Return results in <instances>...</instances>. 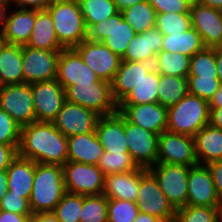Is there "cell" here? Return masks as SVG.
<instances>
[{"mask_svg": "<svg viewBox=\"0 0 222 222\" xmlns=\"http://www.w3.org/2000/svg\"><path fill=\"white\" fill-rule=\"evenodd\" d=\"M219 222H222V204L219 206Z\"/></svg>", "mask_w": 222, "mask_h": 222, "instance_id": "cell-61", "label": "cell"}, {"mask_svg": "<svg viewBox=\"0 0 222 222\" xmlns=\"http://www.w3.org/2000/svg\"><path fill=\"white\" fill-rule=\"evenodd\" d=\"M173 219H161L153 215L139 212L134 222H172Z\"/></svg>", "mask_w": 222, "mask_h": 222, "instance_id": "cell-54", "label": "cell"}, {"mask_svg": "<svg viewBox=\"0 0 222 222\" xmlns=\"http://www.w3.org/2000/svg\"><path fill=\"white\" fill-rule=\"evenodd\" d=\"M155 27L163 35L185 32L192 28L190 13H157Z\"/></svg>", "mask_w": 222, "mask_h": 222, "instance_id": "cell-38", "label": "cell"}, {"mask_svg": "<svg viewBox=\"0 0 222 222\" xmlns=\"http://www.w3.org/2000/svg\"><path fill=\"white\" fill-rule=\"evenodd\" d=\"M83 195L66 192L52 211L59 222H80Z\"/></svg>", "mask_w": 222, "mask_h": 222, "instance_id": "cell-40", "label": "cell"}, {"mask_svg": "<svg viewBox=\"0 0 222 222\" xmlns=\"http://www.w3.org/2000/svg\"><path fill=\"white\" fill-rule=\"evenodd\" d=\"M97 166L105 176L115 173H126L138 168L129 152L112 153L104 151Z\"/></svg>", "mask_w": 222, "mask_h": 222, "instance_id": "cell-37", "label": "cell"}, {"mask_svg": "<svg viewBox=\"0 0 222 222\" xmlns=\"http://www.w3.org/2000/svg\"><path fill=\"white\" fill-rule=\"evenodd\" d=\"M139 190V167L126 173L105 176L103 194L107 199L136 202Z\"/></svg>", "mask_w": 222, "mask_h": 222, "instance_id": "cell-28", "label": "cell"}, {"mask_svg": "<svg viewBox=\"0 0 222 222\" xmlns=\"http://www.w3.org/2000/svg\"><path fill=\"white\" fill-rule=\"evenodd\" d=\"M0 108L21 127L36 121L31 84L0 86Z\"/></svg>", "mask_w": 222, "mask_h": 222, "instance_id": "cell-10", "label": "cell"}, {"mask_svg": "<svg viewBox=\"0 0 222 222\" xmlns=\"http://www.w3.org/2000/svg\"><path fill=\"white\" fill-rule=\"evenodd\" d=\"M62 169L66 192L84 196L103 194L105 174L97 165L67 161Z\"/></svg>", "mask_w": 222, "mask_h": 222, "instance_id": "cell-7", "label": "cell"}, {"mask_svg": "<svg viewBox=\"0 0 222 222\" xmlns=\"http://www.w3.org/2000/svg\"><path fill=\"white\" fill-rule=\"evenodd\" d=\"M65 97L66 101L92 110L100 116L118 111V104L112 97L111 83L102 79L90 85L69 86L65 89Z\"/></svg>", "mask_w": 222, "mask_h": 222, "instance_id": "cell-5", "label": "cell"}, {"mask_svg": "<svg viewBox=\"0 0 222 222\" xmlns=\"http://www.w3.org/2000/svg\"><path fill=\"white\" fill-rule=\"evenodd\" d=\"M209 114L208 101L188 93L167 108V131L194 137L209 124Z\"/></svg>", "mask_w": 222, "mask_h": 222, "instance_id": "cell-4", "label": "cell"}, {"mask_svg": "<svg viewBox=\"0 0 222 222\" xmlns=\"http://www.w3.org/2000/svg\"><path fill=\"white\" fill-rule=\"evenodd\" d=\"M23 83L22 46L5 43L0 51V86Z\"/></svg>", "mask_w": 222, "mask_h": 222, "instance_id": "cell-30", "label": "cell"}, {"mask_svg": "<svg viewBox=\"0 0 222 222\" xmlns=\"http://www.w3.org/2000/svg\"><path fill=\"white\" fill-rule=\"evenodd\" d=\"M26 46L49 51L64 49L58 41L52 17L47 10H35V24Z\"/></svg>", "mask_w": 222, "mask_h": 222, "instance_id": "cell-29", "label": "cell"}, {"mask_svg": "<svg viewBox=\"0 0 222 222\" xmlns=\"http://www.w3.org/2000/svg\"><path fill=\"white\" fill-rule=\"evenodd\" d=\"M139 212L161 219H173L176 209L159 188L155 176L145 168L139 167V190L136 198Z\"/></svg>", "mask_w": 222, "mask_h": 222, "instance_id": "cell-9", "label": "cell"}, {"mask_svg": "<svg viewBox=\"0 0 222 222\" xmlns=\"http://www.w3.org/2000/svg\"><path fill=\"white\" fill-rule=\"evenodd\" d=\"M215 60H216L218 79L222 83V51L219 50L218 48H215Z\"/></svg>", "mask_w": 222, "mask_h": 222, "instance_id": "cell-60", "label": "cell"}, {"mask_svg": "<svg viewBox=\"0 0 222 222\" xmlns=\"http://www.w3.org/2000/svg\"><path fill=\"white\" fill-rule=\"evenodd\" d=\"M188 93L196 95L208 102L221 85L218 77L187 76Z\"/></svg>", "mask_w": 222, "mask_h": 222, "instance_id": "cell-44", "label": "cell"}, {"mask_svg": "<svg viewBox=\"0 0 222 222\" xmlns=\"http://www.w3.org/2000/svg\"><path fill=\"white\" fill-rule=\"evenodd\" d=\"M209 169L214 187L219 199V205L222 204V160L214 161L206 165Z\"/></svg>", "mask_w": 222, "mask_h": 222, "instance_id": "cell-48", "label": "cell"}, {"mask_svg": "<svg viewBox=\"0 0 222 222\" xmlns=\"http://www.w3.org/2000/svg\"><path fill=\"white\" fill-rule=\"evenodd\" d=\"M95 133L103 151L112 153L128 152V144L125 138V118L119 111L100 116Z\"/></svg>", "mask_w": 222, "mask_h": 222, "instance_id": "cell-22", "label": "cell"}, {"mask_svg": "<svg viewBox=\"0 0 222 222\" xmlns=\"http://www.w3.org/2000/svg\"><path fill=\"white\" fill-rule=\"evenodd\" d=\"M67 141V161H74L92 165L98 164L99 159L104 151L95 132L67 137Z\"/></svg>", "mask_w": 222, "mask_h": 222, "instance_id": "cell-26", "label": "cell"}, {"mask_svg": "<svg viewBox=\"0 0 222 222\" xmlns=\"http://www.w3.org/2000/svg\"><path fill=\"white\" fill-rule=\"evenodd\" d=\"M11 1L9 0H0V30L4 27L5 21L7 19L8 7H10Z\"/></svg>", "mask_w": 222, "mask_h": 222, "instance_id": "cell-55", "label": "cell"}, {"mask_svg": "<svg viewBox=\"0 0 222 222\" xmlns=\"http://www.w3.org/2000/svg\"><path fill=\"white\" fill-rule=\"evenodd\" d=\"M190 56L161 50L155 58L154 69L162 75L187 78L190 71Z\"/></svg>", "mask_w": 222, "mask_h": 222, "instance_id": "cell-33", "label": "cell"}, {"mask_svg": "<svg viewBox=\"0 0 222 222\" xmlns=\"http://www.w3.org/2000/svg\"><path fill=\"white\" fill-rule=\"evenodd\" d=\"M193 2L222 11V0H193Z\"/></svg>", "mask_w": 222, "mask_h": 222, "instance_id": "cell-59", "label": "cell"}, {"mask_svg": "<svg viewBox=\"0 0 222 222\" xmlns=\"http://www.w3.org/2000/svg\"><path fill=\"white\" fill-rule=\"evenodd\" d=\"M119 12L145 0H113Z\"/></svg>", "mask_w": 222, "mask_h": 222, "instance_id": "cell-57", "label": "cell"}, {"mask_svg": "<svg viewBox=\"0 0 222 222\" xmlns=\"http://www.w3.org/2000/svg\"><path fill=\"white\" fill-rule=\"evenodd\" d=\"M189 75L218 77L215 60V48H205L190 58Z\"/></svg>", "mask_w": 222, "mask_h": 222, "instance_id": "cell-42", "label": "cell"}, {"mask_svg": "<svg viewBox=\"0 0 222 222\" xmlns=\"http://www.w3.org/2000/svg\"><path fill=\"white\" fill-rule=\"evenodd\" d=\"M121 14L136 33L155 28L157 13L147 0L123 10Z\"/></svg>", "mask_w": 222, "mask_h": 222, "instance_id": "cell-34", "label": "cell"}, {"mask_svg": "<svg viewBox=\"0 0 222 222\" xmlns=\"http://www.w3.org/2000/svg\"><path fill=\"white\" fill-rule=\"evenodd\" d=\"M65 193L62 166L36 163L33 188L29 197L32 214L53 211Z\"/></svg>", "mask_w": 222, "mask_h": 222, "instance_id": "cell-2", "label": "cell"}, {"mask_svg": "<svg viewBox=\"0 0 222 222\" xmlns=\"http://www.w3.org/2000/svg\"><path fill=\"white\" fill-rule=\"evenodd\" d=\"M219 207L183 206L175 211L172 222H219Z\"/></svg>", "mask_w": 222, "mask_h": 222, "instance_id": "cell-41", "label": "cell"}, {"mask_svg": "<svg viewBox=\"0 0 222 222\" xmlns=\"http://www.w3.org/2000/svg\"><path fill=\"white\" fill-rule=\"evenodd\" d=\"M8 176L7 171L0 172V200L5 196L8 192Z\"/></svg>", "mask_w": 222, "mask_h": 222, "instance_id": "cell-58", "label": "cell"}, {"mask_svg": "<svg viewBox=\"0 0 222 222\" xmlns=\"http://www.w3.org/2000/svg\"><path fill=\"white\" fill-rule=\"evenodd\" d=\"M8 11L0 36L6 44L24 46L28 43L35 24V10L13 8Z\"/></svg>", "mask_w": 222, "mask_h": 222, "instance_id": "cell-23", "label": "cell"}, {"mask_svg": "<svg viewBox=\"0 0 222 222\" xmlns=\"http://www.w3.org/2000/svg\"><path fill=\"white\" fill-rule=\"evenodd\" d=\"M157 163L188 167L198 165L194 138L189 135L163 131L158 138Z\"/></svg>", "mask_w": 222, "mask_h": 222, "instance_id": "cell-11", "label": "cell"}, {"mask_svg": "<svg viewBox=\"0 0 222 222\" xmlns=\"http://www.w3.org/2000/svg\"><path fill=\"white\" fill-rule=\"evenodd\" d=\"M29 222H59L57 217L52 211L49 212H39L33 213L30 218Z\"/></svg>", "mask_w": 222, "mask_h": 222, "instance_id": "cell-52", "label": "cell"}, {"mask_svg": "<svg viewBox=\"0 0 222 222\" xmlns=\"http://www.w3.org/2000/svg\"><path fill=\"white\" fill-rule=\"evenodd\" d=\"M208 103L209 108L222 107V83Z\"/></svg>", "mask_w": 222, "mask_h": 222, "instance_id": "cell-56", "label": "cell"}, {"mask_svg": "<svg viewBox=\"0 0 222 222\" xmlns=\"http://www.w3.org/2000/svg\"><path fill=\"white\" fill-rule=\"evenodd\" d=\"M156 13H190L193 0H147Z\"/></svg>", "mask_w": 222, "mask_h": 222, "instance_id": "cell-47", "label": "cell"}, {"mask_svg": "<svg viewBox=\"0 0 222 222\" xmlns=\"http://www.w3.org/2000/svg\"><path fill=\"white\" fill-rule=\"evenodd\" d=\"M153 68L152 63L122 60L111 82L114 101L119 105Z\"/></svg>", "mask_w": 222, "mask_h": 222, "instance_id": "cell-21", "label": "cell"}, {"mask_svg": "<svg viewBox=\"0 0 222 222\" xmlns=\"http://www.w3.org/2000/svg\"><path fill=\"white\" fill-rule=\"evenodd\" d=\"M35 165L31 159L17 155L7 168L8 191L11 194L20 195L29 201L33 180L35 175Z\"/></svg>", "mask_w": 222, "mask_h": 222, "instance_id": "cell-25", "label": "cell"}, {"mask_svg": "<svg viewBox=\"0 0 222 222\" xmlns=\"http://www.w3.org/2000/svg\"><path fill=\"white\" fill-rule=\"evenodd\" d=\"M148 170L155 176L159 188L175 209L187 206L190 167L156 163Z\"/></svg>", "mask_w": 222, "mask_h": 222, "instance_id": "cell-8", "label": "cell"}, {"mask_svg": "<svg viewBox=\"0 0 222 222\" xmlns=\"http://www.w3.org/2000/svg\"><path fill=\"white\" fill-rule=\"evenodd\" d=\"M128 152L138 167L148 169L157 163L159 134L134 125L125 119Z\"/></svg>", "mask_w": 222, "mask_h": 222, "instance_id": "cell-15", "label": "cell"}, {"mask_svg": "<svg viewBox=\"0 0 222 222\" xmlns=\"http://www.w3.org/2000/svg\"><path fill=\"white\" fill-rule=\"evenodd\" d=\"M190 16L205 47L217 48L222 42V11L192 2Z\"/></svg>", "mask_w": 222, "mask_h": 222, "instance_id": "cell-19", "label": "cell"}, {"mask_svg": "<svg viewBox=\"0 0 222 222\" xmlns=\"http://www.w3.org/2000/svg\"><path fill=\"white\" fill-rule=\"evenodd\" d=\"M99 118L96 112L65 101L52 123L65 137H71L95 132Z\"/></svg>", "mask_w": 222, "mask_h": 222, "instance_id": "cell-17", "label": "cell"}, {"mask_svg": "<svg viewBox=\"0 0 222 222\" xmlns=\"http://www.w3.org/2000/svg\"><path fill=\"white\" fill-rule=\"evenodd\" d=\"M79 3L87 30L118 12L113 0H81Z\"/></svg>", "mask_w": 222, "mask_h": 222, "instance_id": "cell-36", "label": "cell"}, {"mask_svg": "<svg viewBox=\"0 0 222 222\" xmlns=\"http://www.w3.org/2000/svg\"><path fill=\"white\" fill-rule=\"evenodd\" d=\"M35 119L40 122H53L66 101L65 90L56 80L31 84Z\"/></svg>", "mask_w": 222, "mask_h": 222, "instance_id": "cell-14", "label": "cell"}, {"mask_svg": "<svg viewBox=\"0 0 222 222\" xmlns=\"http://www.w3.org/2000/svg\"><path fill=\"white\" fill-rule=\"evenodd\" d=\"M80 222H108V199L104 194L83 195Z\"/></svg>", "mask_w": 222, "mask_h": 222, "instance_id": "cell-39", "label": "cell"}, {"mask_svg": "<svg viewBox=\"0 0 222 222\" xmlns=\"http://www.w3.org/2000/svg\"><path fill=\"white\" fill-rule=\"evenodd\" d=\"M56 80L65 90L75 84H93L98 82L100 78L83 62L74 48H64L60 51L58 58Z\"/></svg>", "mask_w": 222, "mask_h": 222, "instance_id": "cell-16", "label": "cell"}, {"mask_svg": "<svg viewBox=\"0 0 222 222\" xmlns=\"http://www.w3.org/2000/svg\"><path fill=\"white\" fill-rule=\"evenodd\" d=\"M0 210L22 215H32L29 201L26 198L20 197V195L11 194L10 191L0 200Z\"/></svg>", "mask_w": 222, "mask_h": 222, "instance_id": "cell-46", "label": "cell"}, {"mask_svg": "<svg viewBox=\"0 0 222 222\" xmlns=\"http://www.w3.org/2000/svg\"><path fill=\"white\" fill-rule=\"evenodd\" d=\"M195 155L199 165L222 160V130L211 126L203 127L194 137Z\"/></svg>", "mask_w": 222, "mask_h": 222, "instance_id": "cell-27", "label": "cell"}, {"mask_svg": "<svg viewBox=\"0 0 222 222\" xmlns=\"http://www.w3.org/2000/svg\"><path fill=\"white\" fill-rule=\"evenodd\" d=\"M162 42L163 34L156 27L136 33L129 42L122 60L154 64L156 55L162 49Z\"/></svg>", "mask_w": 222, "mask_h": 222, "instance_id": "cell-24", "label": "cell"}, {"mask_svg": "<svg viewBox=\"0 0 222 222\" xmlns=\"http://www.w3.org/2000/svg\"><path fill=\"white\" fill-rule=\"evenodd\" d=\"M119 113L130 123L161 134L167 130V108L155 103L119 104Z\"/></svg>", "mask_w": 222, "mask_h": 222, "instance_id": "cell-18", "label": "cell"}, {"mask_svg": "<svg viewBox=\"0 0 222 222\" xmlns=\"http://www.w3.org/2000/svg\"><path fill=\"white\" fill-rule=\"evenodd\" d=\"M60 51L34 49L22 46V68L24 83L50 81L56 79L57 62Z\"/></svg>", "mask_w": 222, "mask_h": 222, "instance_id": "cell-13", "label": "cell"}, {"mask_svg": "<svg viewBox=\"0 0 222 222\" xmlns=\"http://www.w3.org/2000/svg\"><path fill=\"white\" fill-rule=\"evenodd\" d=\"M138 214L136 202L108 199V222H134Z\"/></svg>", "mask_w": 222, "mask_h": 222, "instance_id": "cell-43", "label": "cell"}, {"mask_svg": "<svg viewBox=\"0 0 222 222\" xmlns=\"http://www.w3.org/2000/svg\"><path fill=\"white\" fill-rule=\"evenodd\" d=\"M187 205L200 207H219L212 176L206 165L190 167L188 175Z\"/></svg>", "mask_w": 222, "mask_h": 222, "instance_id": "cell-20", "label": "cell"}, {"mask_svg": "<svg viewBox=\"0 0 222 222\" xmlns=\"http://www.w3.org/2000/svg\"><path fill=\"white\" fill-rule=\"evenodd\" d=\"M30 216L0 210V222H29Z\"/></svg>", "mask_w": 222, "mask_h": 222, "instance_id": "cell-51", "label": "cell"}, {"mask_svg": "<svg viewBox=\"0 0 222 222\" xmlns=\"http://www.w3.org/2000/svg\"><path fill=\"white\" fill-rule=\"evenodd\" d=\"M53 0H12L15 3V8L46 10Z\"/></svg>", "mask_w": 222, "mask_h": 222, "instance_id": "cell-50", "label": "cell"}, {"mask_svg": "<svg viewBox=\"0 0 222 222\" xmlns=\"http://www.w3.org/2000/svg\"><path fill=\"white\" fill-rule=\"evenodd\" d=\"M209 109V124L215 128L222 130V107Z\"/></svg>", "mask_w": 222, "mask_h": 222, "instance_id": "cell-53", "label": "cell"}, {"mask_svg": "<svg viewBox=\"0 0 222 222\" xmlns=\"http://www.w3.org/2000/svg\"><path fill=\"white\" fill-rule=\"evenodd\" d=\"M18 146L0 144V172L7 170L9 164L18 155Z\"/></svg>", "mask_w": 222, "mask_h": 222, "instance_id": "cell-49", "label": "cell"}, {"mask_svg": "<svg viewBox=\"0 0 222 222\" xmlns=\"http://www.w3.org/2000/svg\"><path fill=\"white\" fill-rule=\"evenodd\" d=\"M5 44V42L2 40L1 36H0V51H1V47Z\"/></svg>", "mask_w": 222, "mask_h": 222, "instance_id": "cell-62", "label": "cell"}, {"mask_svg": "<svg viewBox=\"0 0 222 222\" xmlns=\"http://www.w3.org/2000/svg\"><path fill=\"white\" fill-rule=\"evenodd\" d=\"M46 10L52 17L58 41L64 48H74L87 39V28L79 2L53 0Z\"/></svg>", "mask_w": 222, "mask_h": 222, "instance_id": "cell-3", "label": "cell"}, {"mask_svg": "<svg viewBox=\"0 0 222 222\" xmlns=\"http://www.w3.org/2000/svg\"><path fill=\"white\" fill-rule=\"evenodd\" d=\"M135 35V30L123 19L119 11L108 19L93 24L87 30V39L102 42L121 58Z\"/></svg>", "mask_w": 222, "mask_h": 222, "instance_id": "cell-6", "label": "cell"}, {"mask_svg": "<svg viewBox=\"0 0 222 222\" xmlns=\"http://www.w3.org/2000/svg\"><path fill=\"white\" fill-rule=\"evenodd\" d=\"M74 49L79 53L83 62L90 67L96 75L109 83L118 71L122 58L113 53L102 42L89 39L82 41Z\"/></svg>", "mask_w": 222, "mask_h": 222, "instance_id": "cell-12", "label": "cell"}, {"mask_svg": "<svg viewBox=\"0 0 222 222\" xmlns=\"http://www.w3.org/2000/svg\"><path fill=\"white\" fill-rule=\"evenodd\" d=\"M159 73L153 68L120 104H145L157 102Z\"/></svg>", "mask_w": 222, "mask_h": 222, "instance_id": "cell-35", "label": "cell"}, {"mask_svg": "<svg viewBox=\"0 0 222 222\" xmlns=\"http://www.w3.org/2000/svg\"><path fill=\"white\" fill-rule=\"evenodd\" d=\"M205 48L202 37L192 27L182 33L163 35L161 50L171 53H182L192 57L195 53H198Z\"/></svg>", "mask_w": 222, "mask_h": 222, "instance_id": "cell-31", "label": "cell"}, {"mask_svg": "<svg viewBox=\"0 0 222 222\" xmlns=\"http://www.w3.org/2000/svg\"><path fill=\"white\" fill-rule=\"evenodd\" d=\"M217 48L222 51V42Z\"/></svg>", "mask_w": 222, "mask_h": 222, "instance_id": "cell-63", "label": "cell"}, {"mask_svg": "<svg viewBox=\"0 0 222 222\" xmlns=\"http://www.w3.org/2000/svg\"><path fill=\"white\" fill-rule=\"evenodd\" d=\"M18 155L36 163L63 166L68 158V141L51 122L34 121L21 127Z\"/></svg>", "mask_w": 222, "mask_h": 222, "instance_id": "cell-1", "label": "cell"}, {"mask_svg": "<svg viewBox=\"0 0 222 222\" xmlns=\"http://www.w3.org/2000/svg\"><path fill=\"white\" fill-rule=\"evenodd\" d=\"M21 126L0 108V144L19 145Z\"/></svg>", "mask_w": 222, "mask_h": 222, "instance_id": "cell-45", "label": "cell"}, {"mask_svg": "<svg viewBox=\"0 0 222 222\" xmlns=\"http://www.w3.org/2000/svg\"><path fill=\"white\" fill-rule=\"evenodd\" d=\"M188 94L187 78L159 74L157 102L169 108Z\"/></svg>", "mask_w": 222, "mask_h": 222, "instance_id": "cell-32", "label": "cell"}]
</instances>
